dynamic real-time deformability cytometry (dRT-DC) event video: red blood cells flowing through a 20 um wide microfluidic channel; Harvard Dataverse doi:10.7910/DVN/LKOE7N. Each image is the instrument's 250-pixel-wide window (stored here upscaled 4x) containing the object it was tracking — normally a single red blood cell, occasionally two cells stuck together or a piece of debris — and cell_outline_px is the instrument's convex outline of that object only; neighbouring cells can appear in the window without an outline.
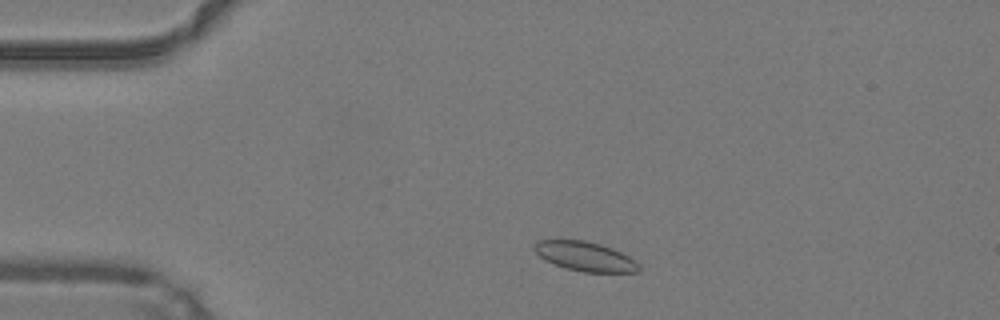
{"species": "common noctule bat (a hibernating species)", "species_latin": "Nyctalus noctula", "temperature_condition": "warm", "stored_images_in_passage": 43, "camera_frame_rate_fps": 3000, "um_per_image_px": 0.085, "animal": {"sex": "male", "body_mass_g": 19.2, "forearm_length_mm": 51.8}, "frame": {"image": 1, "passage_image": 4, "time_ms": 1.0, "image_size_px": [1000, 320], "cell_outline_px": [[640, 272], [580, 272], [564, 268], [544, 260], [532, 248], [536, 240], [584, 240], [600, 244], [612, 248], [636, 260], [640, 264]], "centroid_in_image_um": [49.73, 21.8], "position_along_channel_um": 35.3, "area_um2": 18.09}}
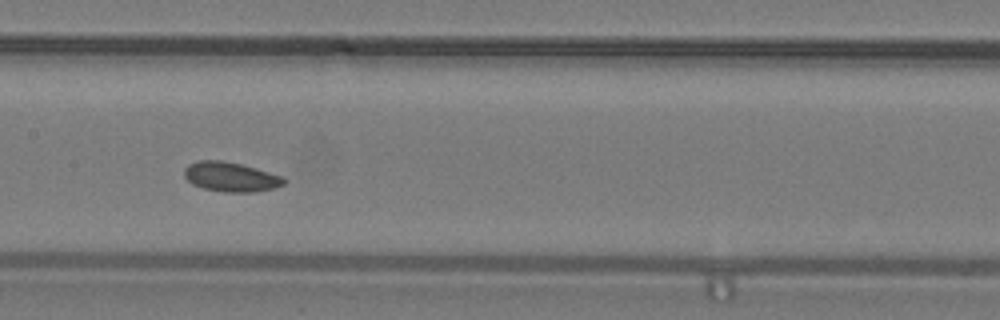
{"frame": {"image": 2, "passage_image": 18, "time_ms": 5.667, "image_size_px": [1000, 320], "cell_outline_px": [[284, 184], [276, 188], [252, 192], [224, 192], [204, 188], [192, 184], [184, 176], [184, 168], [188, 164], [200, 160], [220, 160], [240, 164], [256, 168], [284, 176]], "centroid_in_image_um": [19.62, 15.03], "position_along_channel_um": 187.8, "area_um2": 17.17}}
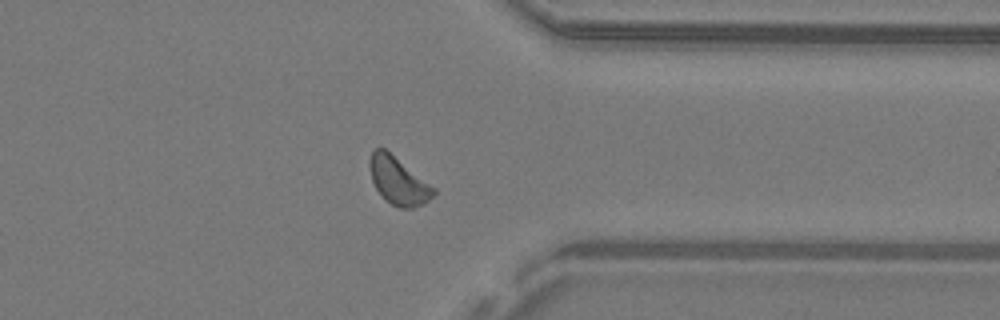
{"frame": {"image": 3, "passage_image": 32, "time_ms": 10.333, "image_size_px": [1000, 320], "cell_outline_px": [[436, 192], [424, 204], [412, 208], [400, 208], [392, 204], [376, 188], [372, 180], [368, 168], [368, 164], [372, 152], [376, 148], [384, 148], [436, 188]], "centroid_in_image_um": [33.86, 15.36], "position_along_channel_um": 377.5, "area_um2": 17.4}}